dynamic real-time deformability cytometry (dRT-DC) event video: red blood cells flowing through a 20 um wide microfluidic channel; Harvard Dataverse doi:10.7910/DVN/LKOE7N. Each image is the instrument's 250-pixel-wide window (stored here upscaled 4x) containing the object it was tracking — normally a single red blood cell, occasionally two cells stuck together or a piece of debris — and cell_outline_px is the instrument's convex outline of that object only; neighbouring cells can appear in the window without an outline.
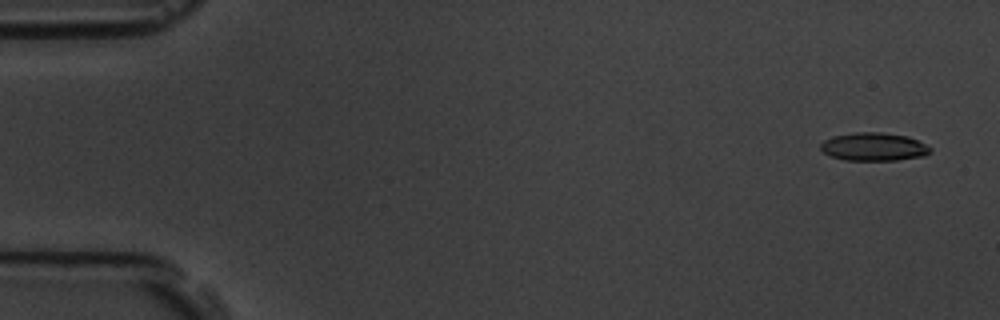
{"species": "common noctule bat (a hibernating species)", "species_latin": "Nyctalus noctula", "temperature_condition": "room temperature", "stored_images_in_passage": 4, "camera_frame_rate_fps": 3000, "um_per_image_px": 0.085, "animal": {"sex": "male", "body_mass_g": 19.5, "forearm_length_mm": 54.6}, "frame": {"image": 1, "passage_image": 1, "time_ms": 0.0, "image_size_px": [1000, 320], "cell_outline_px": [[932, 152], [924, 156], [896, 160], [844, 160], [828, 156], [820, 148], [820, 144], [824, 140], [832, 136], [856, 132], [880, 132], [908, 136], [932, 148]], "centroid_in_image_um": [74.25, 12.48], "position_along_channel_um": 10.7, "area_um2": 18.09}}
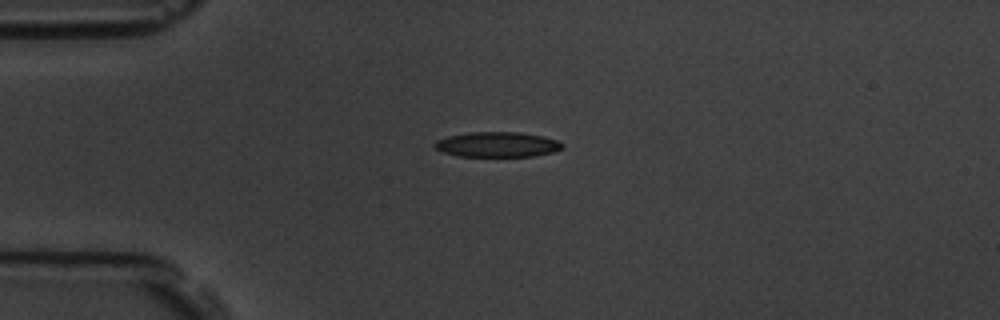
{"frame": {"image": 2, "passage_image": 4, "time_ms": 3.667, "image_size_px": [1000, 320], "cell_outline_px": [[564, 148], [556, 152], [532, 156], [460, 156], [444, 152], [436, 148], [432, 144], [436, 140], [448, 136], [468, 132], [520, 132], [544, 136], [556, 140], [564, 144]], "centroid_in_image_um": [42.31, 12.27], "position_along_channel_um": 42.7, "area_um2": 18.79}}